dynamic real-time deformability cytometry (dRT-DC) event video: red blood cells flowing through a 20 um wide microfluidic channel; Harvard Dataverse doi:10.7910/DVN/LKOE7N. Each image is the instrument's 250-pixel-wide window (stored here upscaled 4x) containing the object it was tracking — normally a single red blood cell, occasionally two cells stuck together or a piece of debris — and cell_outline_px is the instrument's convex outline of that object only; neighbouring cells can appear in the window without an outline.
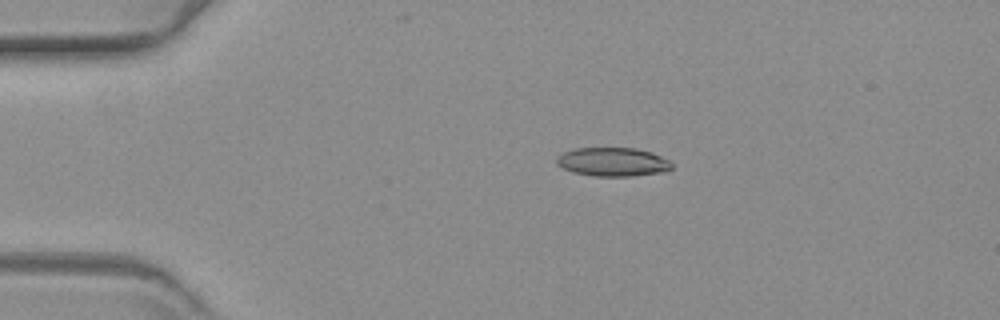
{"species": "common noctule bat (a hibernating species)", "species_latin": "Nyctalus noctula", "temperature_condition": "warm", "stored_images_in_passage": 47, "camera_frame_rate_fps": 3000, "um_per_image_px": 0.085, "animal": {"sex": "female", "body_mass_g": 19.3, "forearm_length_mm": 54.1}, "frame": {"image": 1, "passage_image": 1, "time_ms": 0.0, "image_size_px": [1000, 320], "cell_outline_px": [[672, 168], [660, 172], [632, 176], [592, 176], [572, 172], [556, 164], [556, 156], [564, 152], [576, 148], [636, 148], [652, 152], [668, 160], [672, 164]], "centroid_in_image_um": [52.05, 13.76], "position_along_channel_um": 33.0, "area_um2": 19.25}}
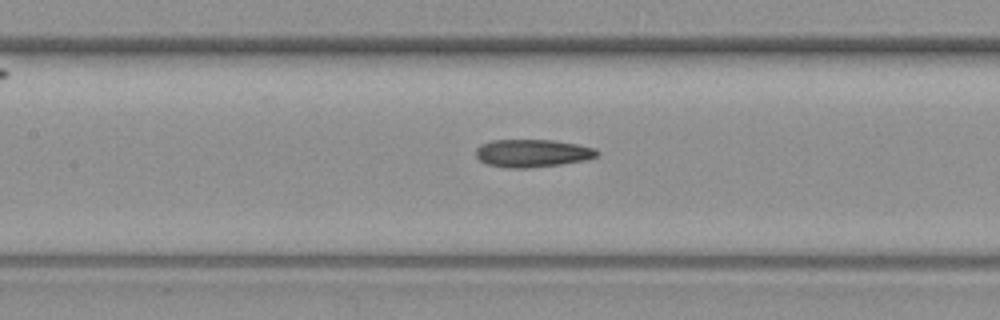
{"frame": {"image": 2, "passage_image": 16, "time_ms": 5.0, "image_size_px": [1000, 320], "cell_outline_px": [[600, 152], [596, 156], [584, 160], [560, 164], [528, 168], [504, 168], [488, 164], [480, 160], [476, 156], [476, 148], [480, 144], [492, 140], [552, 140], [576, 144], [596, 148]], "centroid_in_image_um": [45.23, 13.02], "position_along_channel_um": 162.2, "area_um2": 19.59}}
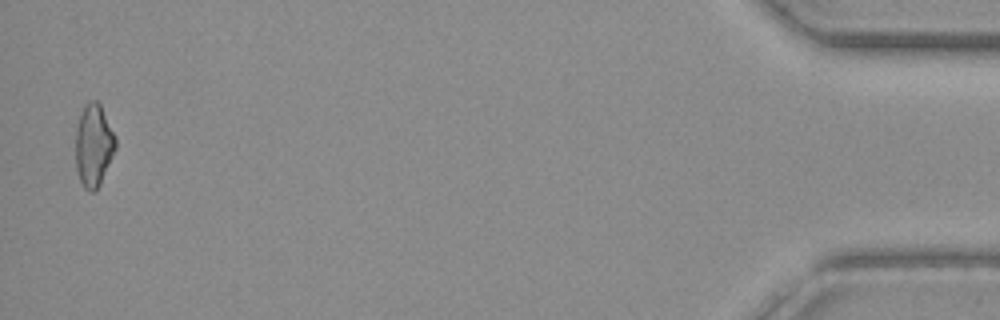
{"frame": {"image": 3, "passage_image": 46, "time_ms": 15.0, "image_size_px": [1000, 320], "cell_outline_px": [[116, 148], [100, 184], [92, 192], [88, 192], [84, 188], [80, 180], [76, 168], [76, 128], [80, 112], [84, 104], [88, 100], [96, 100], [100, 104], [116, 136]], "centroid_in_image_um": [7.95, 12.32], "position_along_channel_um": 427.2, "area_um2": 19.31}}